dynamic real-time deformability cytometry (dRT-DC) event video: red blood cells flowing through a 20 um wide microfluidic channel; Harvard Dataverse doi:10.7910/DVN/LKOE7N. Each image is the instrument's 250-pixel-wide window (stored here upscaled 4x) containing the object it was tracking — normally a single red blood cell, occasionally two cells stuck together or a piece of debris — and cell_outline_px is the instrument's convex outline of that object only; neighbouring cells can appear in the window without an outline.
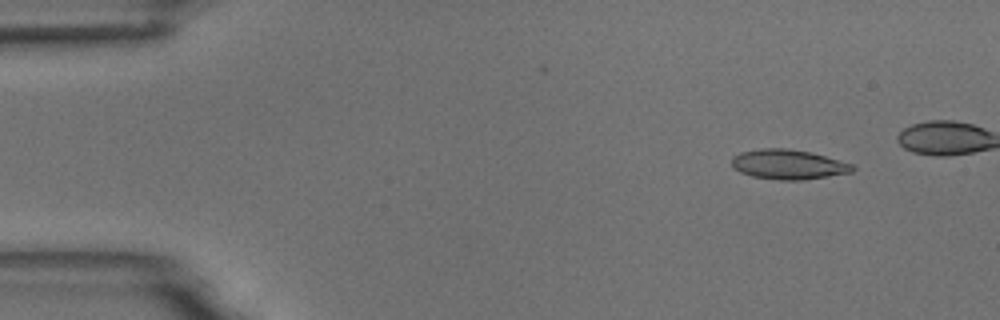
{"species": "common noctule bat (a hibernating species)", "species_latin": "Nyctalus noctula", "temperature_condition": "room temperature", "stored_images_in_passage": 5, "camera_frame_rate_fps": 3000, "um_per_image_px": 0.085, "animal": {"sex": "male", "body_mass_g": 18.8}, "frame": {"image": 1, "passage_image": 1, "time_ms": 0.0, "image_size_px": [1000, 320], "cell_outline_px": [[856, 168], [852, 172], [804, 180], [780, 180], [752, 176], [740, 172], [732, 168], [732, 156], [740, 152], [760, 148], [784, 148], [808, 152], [824, 156], [852, 164]], "centroid_in_image_um": [66.96, 13.98], "position_along_channel_um": 18.0, "area_um2": 20.87}}